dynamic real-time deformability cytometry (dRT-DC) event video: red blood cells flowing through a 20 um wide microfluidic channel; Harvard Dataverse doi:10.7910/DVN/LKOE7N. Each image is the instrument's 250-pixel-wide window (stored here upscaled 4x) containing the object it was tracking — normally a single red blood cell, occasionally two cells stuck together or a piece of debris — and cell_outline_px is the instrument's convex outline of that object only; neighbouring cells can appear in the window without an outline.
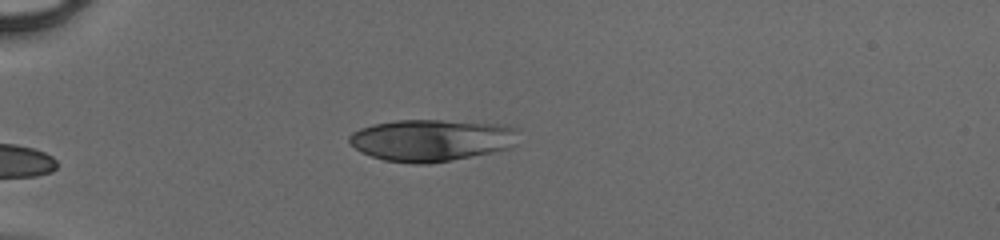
{"species": "human", "species_latin": "Homo sapiens", "temperature_condition": "cold", "stored_images_in_passage": 35, "camera_frame_rate_fps": 3000, "um_per_image_px": 0.085, "donor": {"sex": "male"}, "frame": {"image": 1, "passage_image": 1, "time_ms": 0.0, "image_size_px": [1000, 240], "cell_outline_px": [[520, 128], [508, 148], [492, 152], [452, 160], [428, 164], [412, 164], [384, 160], [360, 152], [348, 140], [348, 136], [352, 132], [360, 128], [372, 124], [396, 120], [444, 120], [504, 124]], "centroid_in_image_um": [36.64, 11.91], "position_along_channel_um": 48.4, "area_um2": 41.38}}
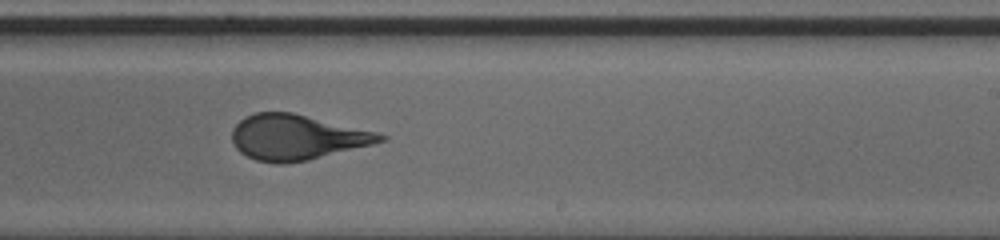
{"frame": {"image": 2, "passage_image": 18, "time_ms": 5.667, "image_size_px": [1000, 240], "cell_outline_px": [[388, 140], [308, 160], [284, 164], [280, 164], [256, 160], [240, 152], [236, 148], [232, 140], [232, 128], [244, 116], [256, 112], [292, 112], [376, 132], [388, 136]], "centroid_in_image_um": [25.2, 11.66], "position_along_channel_um": 263.8, "area_um2": 38.9}}
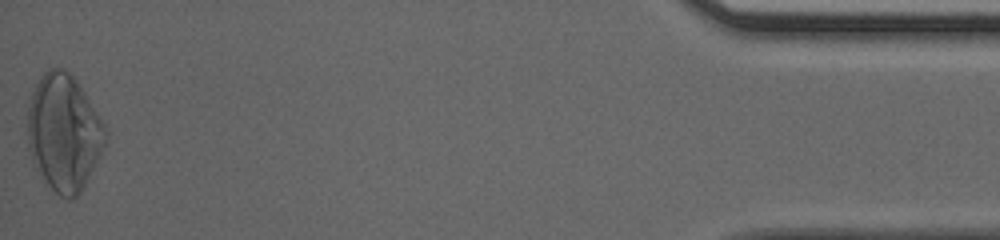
{"frame": {"image": 3, "passage_image": 35, "time_ms": 11.333, "image_size_px": [1000, 240], "cell_outline_px": [[108, 136], [80, 192], [72, 200], [68, 200], [60, 196], [48, 184], [32, 160], [28, 148], [28, 108], [32, 92], [40, 76], [48, 68], [64, 68], [76, 80], [84, 92], [104, 124], [108, 132]], "centroid_in_image_um": [5.41, 11.24], "position_along_channel_um": 429.8, "area_um2": 52.08}}